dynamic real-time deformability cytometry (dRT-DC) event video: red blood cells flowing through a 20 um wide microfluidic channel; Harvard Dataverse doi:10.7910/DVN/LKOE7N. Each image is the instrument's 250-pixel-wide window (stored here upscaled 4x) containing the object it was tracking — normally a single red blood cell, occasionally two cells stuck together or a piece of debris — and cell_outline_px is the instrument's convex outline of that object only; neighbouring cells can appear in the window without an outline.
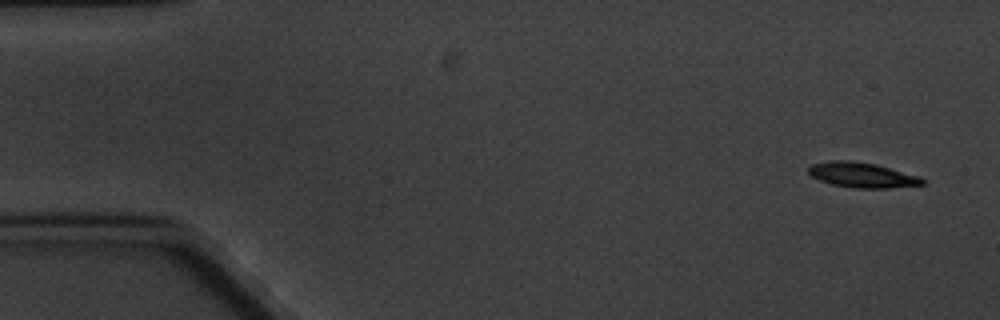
{"species": "common noctule bat (a hibernating species)", "species_latin": "Nyctalus noctula", "temperature_condition": "cold", "stored_images_in_passage": 6, "segment_of_instrument_passage": [1, 2], "camera_frame_rate_fps": 3000, "um_per_image_px": 0.085, "animal": {"sex": "male", "body_mass_g": 20.1, "forearm_length_mm": 53.5}, "frame": {"image": 1, "passage_image": 1, "time_ms": 0.0, "image_size_px": [1000, 320], "cell_outline_px": [[924, 184], [888, 188], [852, 188], [832, 184], [820, 180], [812, 176], [808, 172], [808, 168], [812, 164], [828, 160], [852, 160], [876, 164], [920, 176], [924, 180]], "centroid_in_image_um": [73.27, 14.86], "position_along_channel_um": 11.7, "area_um2": 16.7}}
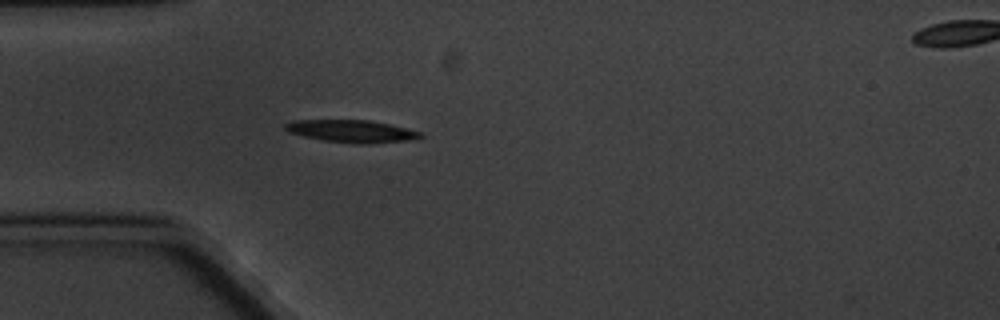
{"frame": {"image": 2, "passage_image": 5, "time_ms": 4.667, "image_size_px": [1000, 320], "cell_outline_px": [[424, 136], [420, 140], [368, 144], [356, 144], [324, 140], [304, 136], [288, 132], [284, 128], [284, 124], [296, 120], [368, 120], [388, 124], [424, 132]], "centroid_in_image_um": [30.0, 11.17], "position_along_channel_um": 55.0, "area_um2": 17.92}}